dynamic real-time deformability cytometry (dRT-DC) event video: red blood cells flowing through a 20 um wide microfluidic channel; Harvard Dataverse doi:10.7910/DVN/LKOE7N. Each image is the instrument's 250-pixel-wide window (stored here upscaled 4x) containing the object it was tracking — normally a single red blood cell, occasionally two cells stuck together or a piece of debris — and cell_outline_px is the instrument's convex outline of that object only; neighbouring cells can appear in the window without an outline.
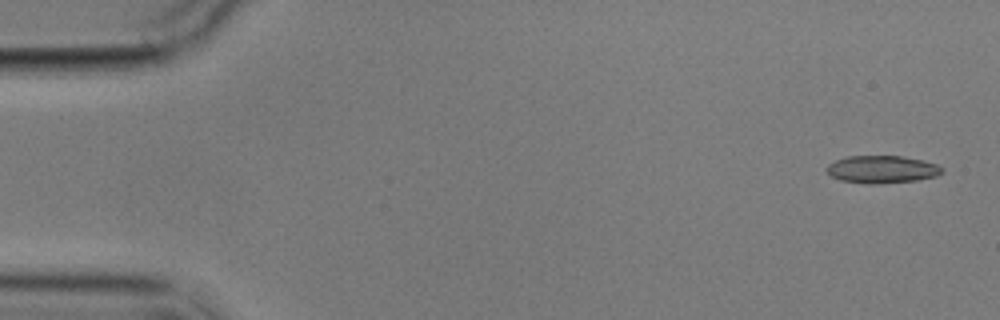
{"species": "common noctule bat (a hibernating species)", "species_latin": "Nyctalus noctula", "temperature_condition": "cold", "stored_images_in_passage": 4, "camera_frame_rate_fps": 3000, "um_per_image_px": 0.085, "animal": {"sex": "male", "body_mass_g": 17.9}, "frame": {"image": 1, "passage_image": 1, "time_ms": 0.0, "image_size_px": [1000, 320], "cell_outline_px": [[944, 172], [936, 176], [916, 180], [876, 184], [872, 184], [840, 180], [832, 176], [828, 172], [828, 164], [836, 160], [848, 156], [900, 156], [924, 160], [936, 164], [944, 168]], "centroid_in_image_um": [75.01, 14.39], "position_along_channel_um": 10.0, "area_um2": 18.38}}
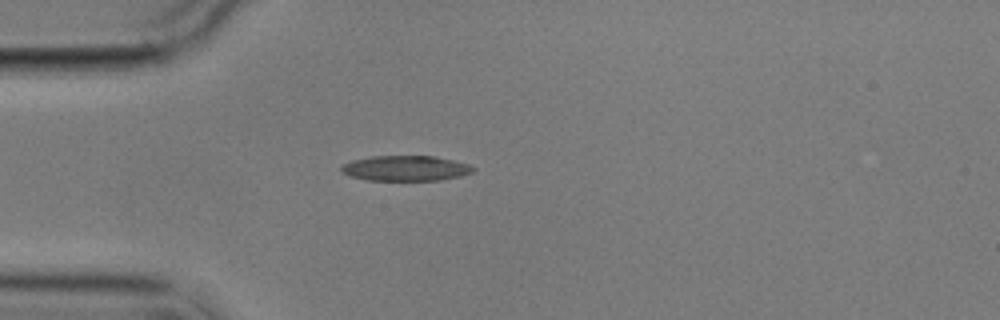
{"frame": {"image": 2, "passage_image": 4, "time_ms": 4.333, "image_size_px": [1000, 320], "cell_outline_px": [[476, 168], [472, 172], [460, 176], [440, 180], [368, 180], [348, 176], [340, 172], [340, 168], [344, 164], [352, 160], [372, 156], [436, 156], [468, 164]], "centroid_in_image_um": [34.45, 14.3], "position_along_channel_um": 50.6, "area_um2": 19.42}}